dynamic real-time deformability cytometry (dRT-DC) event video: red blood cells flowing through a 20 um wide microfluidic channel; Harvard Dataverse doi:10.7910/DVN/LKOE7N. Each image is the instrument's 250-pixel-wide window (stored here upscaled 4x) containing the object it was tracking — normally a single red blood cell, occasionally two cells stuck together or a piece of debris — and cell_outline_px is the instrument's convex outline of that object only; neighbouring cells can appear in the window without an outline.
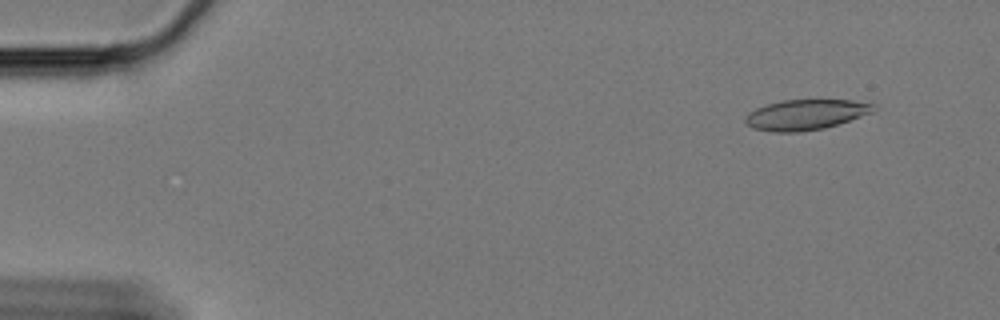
{"species": "Egyptian fruit bat (a non-hibernating species)", "species_latin": "Rousettus aegyptiacus", "temperature_condition": "cold", "stored_images_in_passage": 60, "camera_frame_rate_fps": 3000, "um_per_image_px": 0.085, "animal": {"sex": "female"}, "frame": {"image": 1, "passage_image": 5, "time_ms": 1.333, "image_size_px": [1000, 320], "cell_outline_px": [[876, 108], [872, 112], [824, 128], [800, 132], [772, 132], [752, 128], [744, 120], [744, 116], [748, 112], [756, 108], [768, 104], [784, 100], [852, 100], [876, 104]], "centroid_in_image_um": [68.45, 9.74], "position_along_channel_um": 16.5, "area_um2": 22.54}}
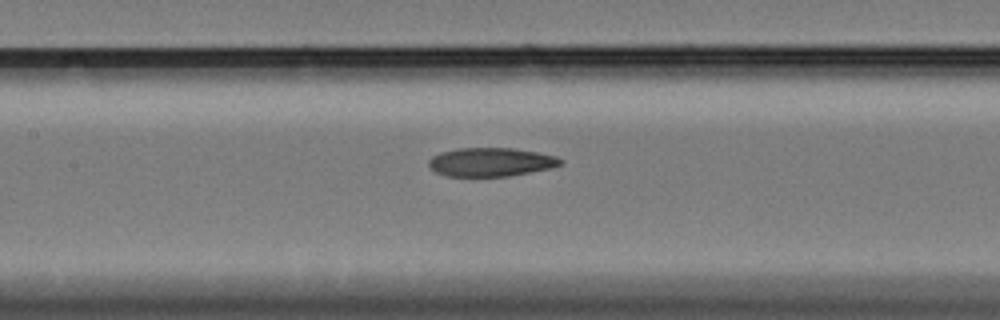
{"frame": {"image": 2, "passage_image": 28, "time_ms": 9.0, "image_size_px": [1000, 320], "cell_outline_px": [[564, 164], [552, 168], [508, 176], [448, 176], [436, 172], [428, 164], [428, 160], [432, 156], [440, 152], [460, 148], [512, 148], [536, 152], [556, 156], [564, 160]], "centroid_in_image_um": [41.75, 13.77], "position_along_channel_um": 165.6, "area_um2": 22.02}}
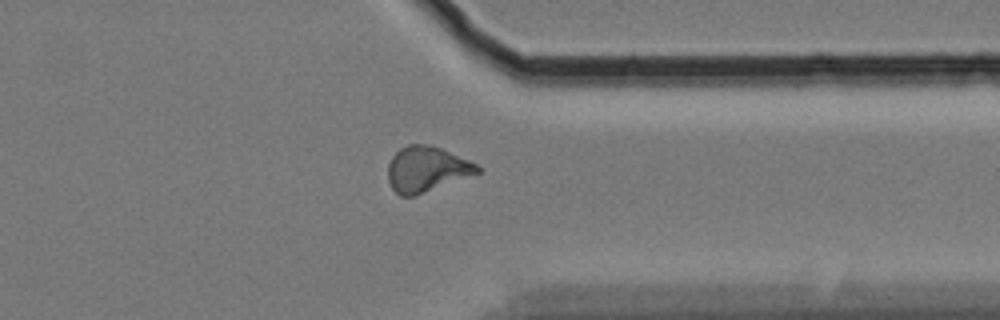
{"frame": {"image": 3, "passage_image": 47, "time_ms": 15.333, "image_size_px": [1000, 320], "cell_outline_px": [[480, 172], [416, 196], [400, 196], [392, 188], [388, 180], [388, 164], [392, 156], [400, 148], [408, 144], [428, 144], [440, 148], [468, 160], [476, 164], [480, 168]], "centroid_in_image_um": [36.22, 14.38], "position_along_channel_um": 375.2, "area_um2": 23.52}, "authors_computed_cell_mechanics": {"area_um2": 22.8599, "velocity_mm_per_s": 3.3429, "shape_relaxation_time_tau1_ms": null, "shape_relaxation_time_tau2_ms": 6.2548, "deformation_change_tau1": null, "deformation_change_tau2": 0.1492}}